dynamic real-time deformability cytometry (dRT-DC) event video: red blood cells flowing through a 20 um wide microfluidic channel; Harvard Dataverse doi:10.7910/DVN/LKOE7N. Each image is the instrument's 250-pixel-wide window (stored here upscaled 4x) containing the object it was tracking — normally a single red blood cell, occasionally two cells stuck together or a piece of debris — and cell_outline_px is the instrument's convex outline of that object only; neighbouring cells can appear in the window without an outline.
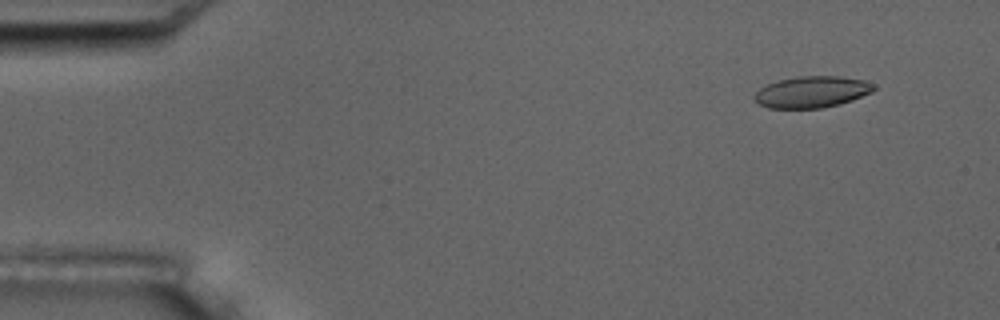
{"species": "common noctule bat (a hibernating species)", "species_latin": "Nyctalus noctula", "temperature_condition": "room temperature", "stored_images_in_passage": 7, "camera_frame_rate_fps": 3000, "um_per_image_px": 0.085, "animal": {"sex": "male", "body_mass_g": 17.5, "forearm_length_mm": 52.3}, "frame": {"image": 1, "passage_image": 2, "time_ms": 1.333, "image_size_px": [1000, 320], "cell_outline_px": [[876, 88], [872, 92], [852, 100], [840, 104], [820, 108], [768, 108], [760, 104], [752, 96], [760, 88], [768, 84], [780, 80], [796, 76], [840, 76], [864, 80], [872, 84]], "centroid_in_image_um": [69.01, 7.81], "position_along_channel_um": 16.0, "area_um2": 21.79}}
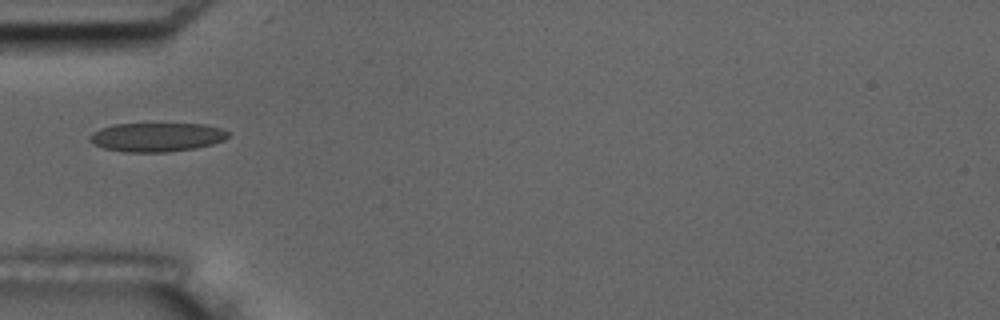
{"frame": {"image": 2, "passage_image": 5, "time_ms": 5.667, "image_size_px": [1000, 320], "cell_outline_px": [[228, 136], [224, 140], [212, 144], [196, 148], [168, 152], [124, 152], [104, 148], [92, 144], [88, 140], [88, 136], [92, 132], [100, 128], [112, 124], [204, 124], [220, 128], [228, 132]], "centroid_in_image_um": [13.27, 11.66], "position_along_channel_um": 71.7, "area_um2": 23.47}}